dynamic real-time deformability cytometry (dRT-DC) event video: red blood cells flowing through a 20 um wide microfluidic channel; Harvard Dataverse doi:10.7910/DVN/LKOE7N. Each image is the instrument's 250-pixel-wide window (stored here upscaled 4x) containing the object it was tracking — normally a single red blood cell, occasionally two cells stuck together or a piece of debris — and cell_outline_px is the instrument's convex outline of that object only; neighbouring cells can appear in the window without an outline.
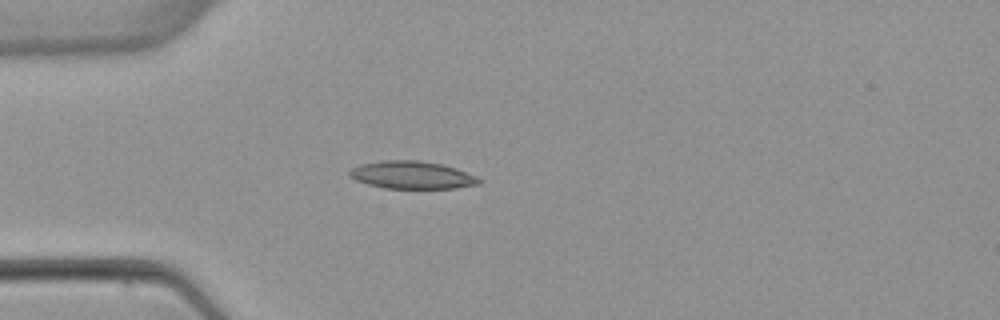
{"species": "common noctule bat (a hibernating species)", "species_latin": "Nyctalus noctula", "temperature_condition": "warm", "stored_images_in_passage": 5, "camera_frame_rate_fps": 3000, "um_per_image_px": 0.085, "animal": {"sex": "female", "body_mass_g": 22.7, "forearm_length_mm": 54.2}, "frame": {"image": 1, "passage_image": 4, "time_ms": 4.333, "image_size_px": [1000, 320], "cell_outline_px": [[480, 184], [456, 188], [384, 188], [368, 184], [356, 180], [348, 176], [348, 172], [352, 168], [360, 164], [380, 160], [416, 160], [440, 164], [456, 168], [476, 176], [480, 180]], "centroid_in_image_um": [34.98, 14.87], "position_along_channel_um": 50.0, "area_um2": 20.81}}